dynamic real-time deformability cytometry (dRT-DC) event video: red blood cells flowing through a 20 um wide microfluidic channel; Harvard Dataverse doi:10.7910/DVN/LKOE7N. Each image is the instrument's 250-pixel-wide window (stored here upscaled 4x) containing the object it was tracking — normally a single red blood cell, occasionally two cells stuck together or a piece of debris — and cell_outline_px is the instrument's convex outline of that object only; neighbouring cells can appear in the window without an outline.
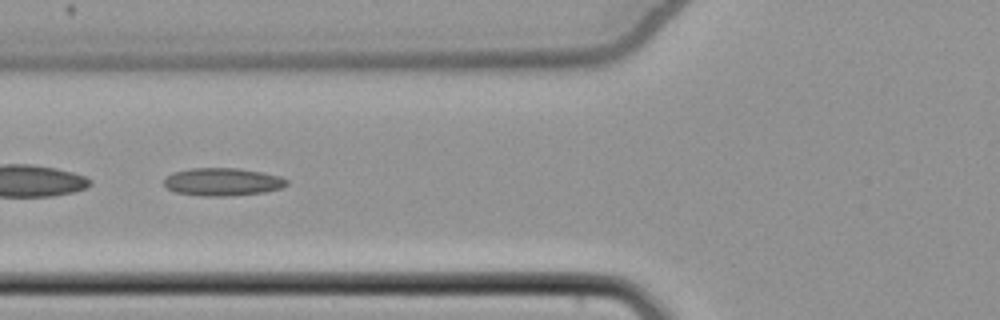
{"species": "common noctule bat (a hibernating species)", "species_latin": "Nyctalus noctula", "temperature_condition": "cold", "stored_images_in_passage": 53, "segment_of_instrument_passage": [2, 2], "camera_frame_rate_fps": 3000, "um_per_image_px": 0.085, "animal": {"sex": "female", "body_mass_g": 22.7, "forearm_length_mm": 54.2}, "frame": {"image": 1, "passage_image": 22, "time_ms": 7.0, "image_size_px": [1000, 320], "cell_outline_px": [[288, 184], [280, 188], [264, 192], [224, 196], [204, 196], [176, 192], [168, 188], [164, 184], [164, 180], [172, 172], [192, 168], [240, 168], [264, 172], [280, 176], [288, 180]], "centroid_in_image_um": [18.94, 15.44], "position_along_channel_um": 106.9, "area_um2": 19.83}}
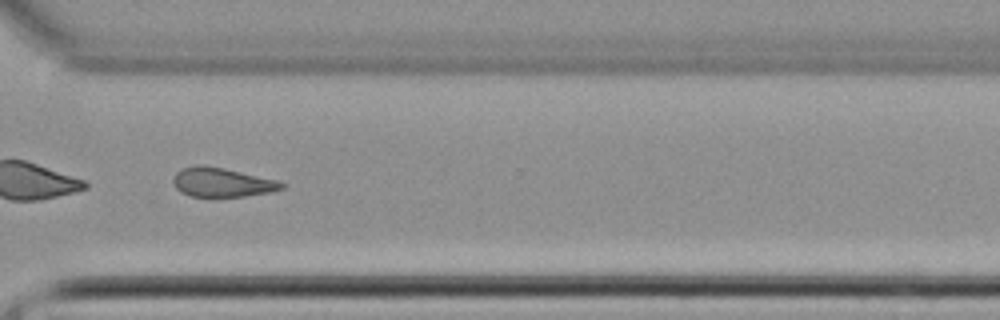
{"frame": {"image": 2, "passage_image": 41, "time_ms": 13.333, "image_size_px": [1000, 320], "cell_outline_px": [[284, 188], [272, 192], [244, 196], [192, 196], [180, 192], [176, 188], [172, 180], [176, 172], [180, 168], [196, 164], [204, 164], [224, 168], [280, 180], [284, 184]], "centroid_in_image_um": [18.87, 15.47], "position_along_channel_um": 351.7, "area_um2": 18.67}}